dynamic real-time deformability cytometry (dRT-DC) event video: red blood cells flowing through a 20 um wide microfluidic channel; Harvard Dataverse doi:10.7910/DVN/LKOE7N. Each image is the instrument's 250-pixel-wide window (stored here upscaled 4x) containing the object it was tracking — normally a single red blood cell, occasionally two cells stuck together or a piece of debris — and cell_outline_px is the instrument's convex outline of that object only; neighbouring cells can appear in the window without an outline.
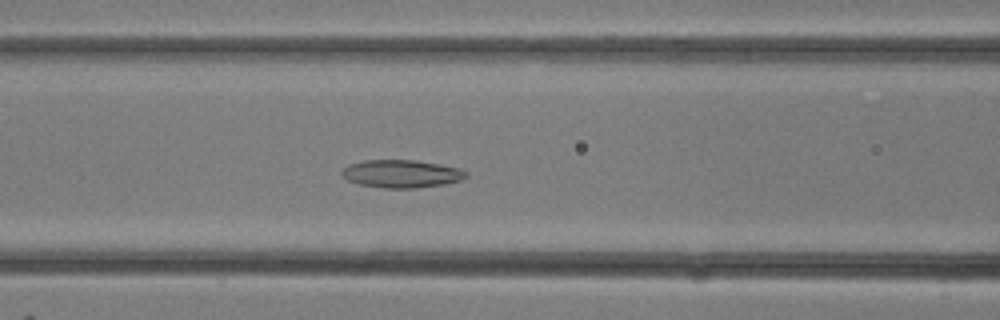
{"species": "common noctule bat (a hibernating species)", "species_latin": "Nyctalus noctula", "temperature_condition": "room temperature", "stored_images_in_passage": 33, "camera_frame_rate_fps": 3000, "um_per_image_px": 0.085, "animal": {"sex": "female"}, "frame": {"image": 1, "passage_image": 13, "time_ms": 4.0, "image_size_px": [1000, 320], "cell_outline_px": [[468, 176], [464, 180], [444, 184], [416, 188], [384, 188], [360, 184], [348, 180], [340, 172], [348, 164], [364, 160], [416, 160], [440, 164], [460, 168], [468, 172]], "centroid_in_image_um": [34.17, 14.76], "position_along_channel_um": 132.4, "area_um2": 20.29}}
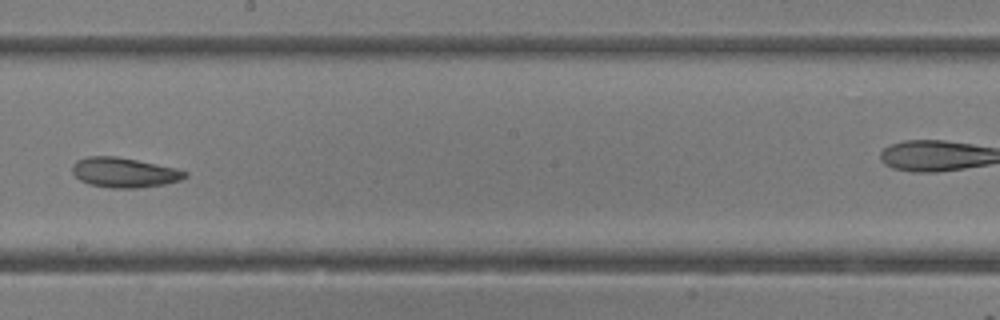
{"frame": {"image": 2, "passage_image": 18, "time_ms": 5.667, "image_size_px": [1000, 320], "cell_outline_px": [[188, 176], [180, 180], [164, 184], [136, 188], [108, 188], [88, 184], [80, 180], [72, 172], [72, 164], [76, 160], [88, 156], [116, 156], [176, 168], [188, 172]], "centroid_in_image_um": [10.53, 14.66], "position_along_channel_um": 237.7, "area_um2": 19.65}}
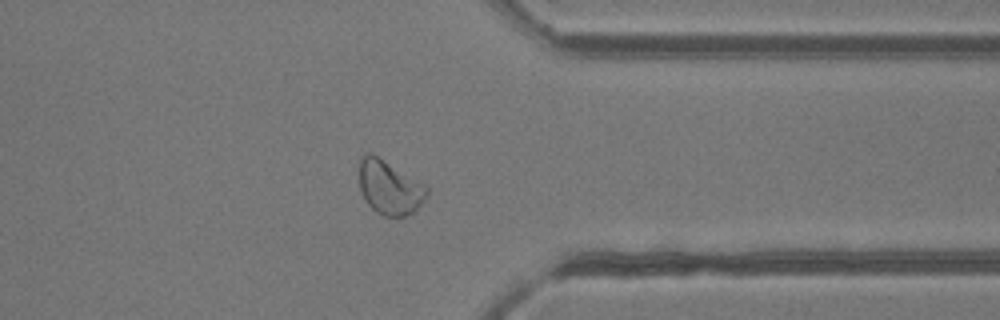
{"frame": {"image": 3, "passage_image": 25, "time_ms": 8.0, "image_size_px": [1000, 320], "cell_outline_px": [[428, 192], [424, 200], [412, 212], [404, 216], [384, 216], [376, 212], [368, 204], [360, 188], [360, 156], [364, 152], [372, 152], [424, 184], [428, 188]], "centroid_in_image_um": [33.09, 15.9], "position_along_channel_um": 378.3, "area_um2": 21.1}}